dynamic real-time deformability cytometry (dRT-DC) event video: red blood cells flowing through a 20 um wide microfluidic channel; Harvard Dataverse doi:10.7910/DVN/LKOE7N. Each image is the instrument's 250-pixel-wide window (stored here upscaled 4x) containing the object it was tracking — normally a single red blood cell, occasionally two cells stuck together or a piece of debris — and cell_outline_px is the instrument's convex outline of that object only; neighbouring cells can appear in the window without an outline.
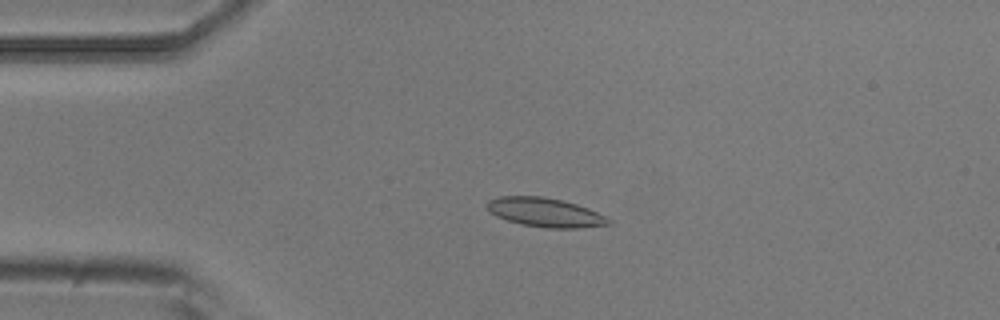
{"species": "common noctule bat (a hibernating species)", "species_latin": "Nyctalus noctula", "temperature_condition": "room temperature", "stored_images_in_passage": 5, "camera_frame_rate_fps": 3000, "um_per_image_px": 0.085, "animal": {"sex": "male", "body_mass_g": 20.5, "forearm_length_mm": 52.5}, "frame": {"image": 1, "passage_image": 4, "time_ms": 1.0, "image_size_px": [1000, 320], "cell_outline_px": [[612, 224], [576, 228], [544, 228], [524, 224], [508, 220], [496, 216], [488, 212], [488, 200], [500, 196], [544, 196], [564, 200], [588, 208], [608, 216], [612, 220]], "centroid_in_image_um": [46.38, 18.05], "position_along_channel_um": 38.6, "area_um2": 20.69}}